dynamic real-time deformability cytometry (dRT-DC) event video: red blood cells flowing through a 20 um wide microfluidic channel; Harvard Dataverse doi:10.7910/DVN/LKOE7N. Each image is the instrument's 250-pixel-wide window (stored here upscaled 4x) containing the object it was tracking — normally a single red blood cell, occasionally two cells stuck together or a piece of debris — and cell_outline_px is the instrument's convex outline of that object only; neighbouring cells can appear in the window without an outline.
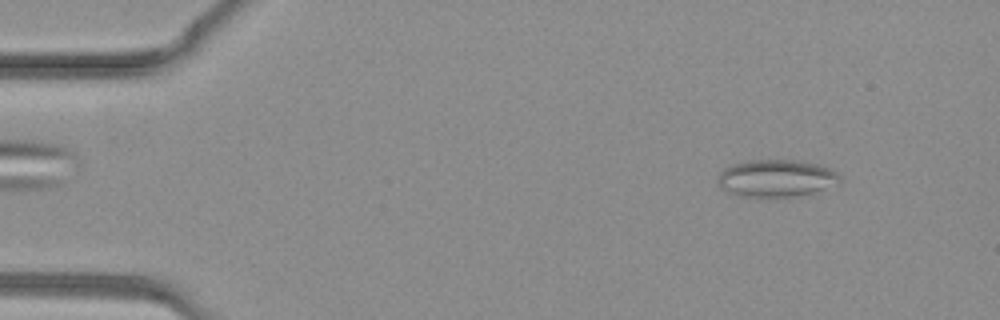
{"species": "common noctule bat (a hibernating species)", "species_latin": "Nyctalus noctula", "temperature_condition": "warm", "stored_images_in_passage": 36, "camera_frame_rate_fps": 3000, "um_per_image_px": 0.085, "animal": {"sex": "female", "body_mass_g": 19.3, "forearm_length_mm": 54.1}, "frame": {"image": 1, "passage_image": 3, "time_ms": 0.667, "image_size_px": [1000, 320], "cell_outline_px": [[844, 180], [812, 192], [800, 196], [736, 196], [720, 188], [716, 180], [716, 176], [724, 168], [748, 160], [792, 160], [816, 164], [828, 168], [836, 172]], "centroid_in_image_um": [65.91, 15.15], "position_along_channel_um": 19.1, "area_um2": 26.24}}
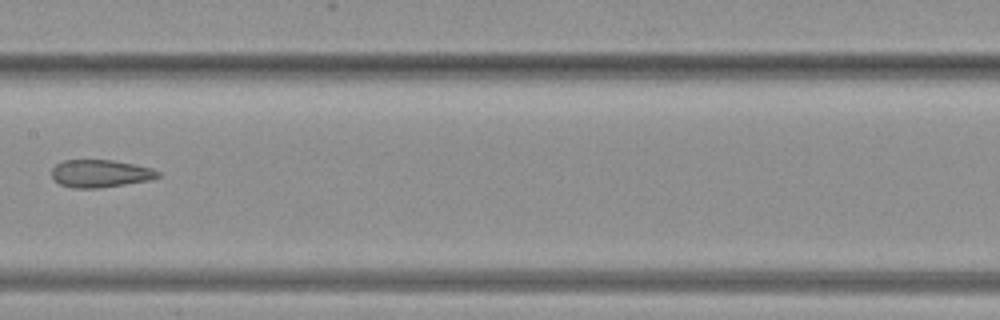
{"frame": {"image": 2, "passage_image": 18, "time_ms": 5.667, "image_size_px": [1000, 320], "cell_outline_px": [[160, 176], [148, 180], [100, 188], [72, 188], [60, 184], [52, 180], [52, 168], [56, 164], [64, 160], [112, 160], [152, 168], [160, 172]], "centroid_in_image_um": [8.48, 14.75], "position_along_channel_um": 198.9, "area_um2": 17.05}}
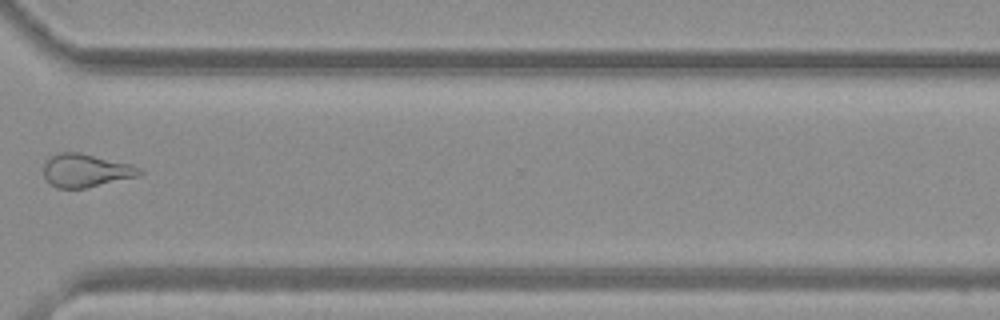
{"frame": {"image": 3, "passage_image": 27, "time_ms": 8.667, "image_size_px": [1000, 320], "cell_outline_px": [[144, 172], [140, 176], [84, 188], [56, 188], [44, 176], [44, 164], [52, 156], [60, 152], [80, 152], [128, 164], [140, 168]], "centroid_in_image_um": [7.31, 14.49], "position_along_channel_um": 363.3, "area_um2": 18.26}}